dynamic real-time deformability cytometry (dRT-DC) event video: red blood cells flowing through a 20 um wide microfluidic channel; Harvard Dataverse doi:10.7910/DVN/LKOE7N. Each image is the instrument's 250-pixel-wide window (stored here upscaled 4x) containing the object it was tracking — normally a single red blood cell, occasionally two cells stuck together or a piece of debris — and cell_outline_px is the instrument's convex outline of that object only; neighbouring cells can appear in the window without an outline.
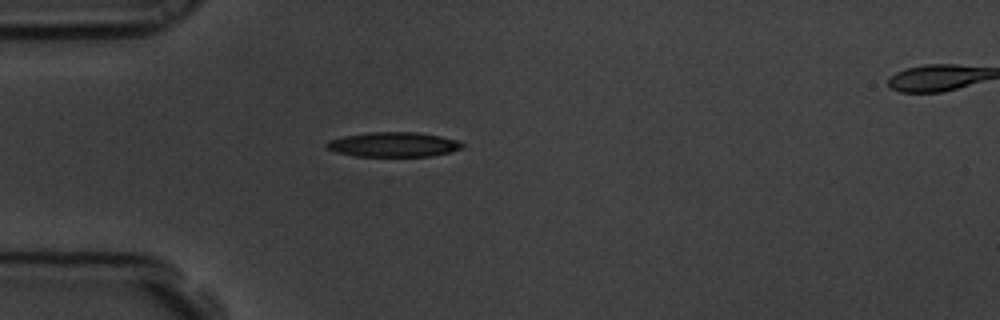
{"species": "common noctule bat (a hibernating species)", "species_latin": "Nyctalus noctula", "temperature_condition": "room temperature", "stored_images_in_passage": 41, "camera_frame_rate_fps": 3000, "um_per_image_px": 0.085, "animal": {"sex": "male", "body_mass_g": 19.5, "forearm_length_mm": 54.6}, "frame": {"image": 1, "passage_image": 1, "time_ms": 0.0, "image_size_px": [1000, 320], "cell_outline_px": [[464, 148], [432, 156], [356, 156], [336, 152], [328, 148], [324, 144], [328, 140], [344, 136], [368, 132], [416, 132], [440, 136], [456, 140], [464, 144]], "centroid_in_image_um": [33.43, 12.28], "position_along_channel_um": 51.6, "area_um2": 19.48}}
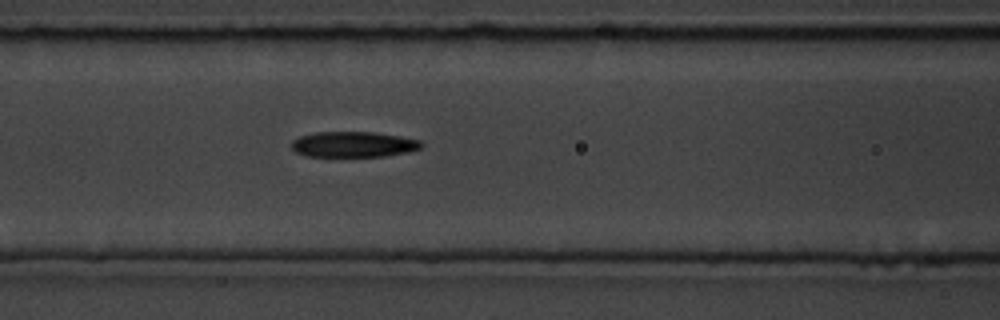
{"frame": {"image": 2, "passage_image": 9, "time_ms": 2.667, "image_size_px": [1000, 320], "cell_outline_px": [[424, 144], [420, 148], [408, 152], [384, 156], [308, 156], [296, 152], [292, 148], [292, 140], [300, 136], [316, 132], [372, 132], [400, 136], [420, 140]], "centroid_in_image_um": [30.05, 12.27], "position_along_channel_um": 136.5, "area_um2": 19.25}}
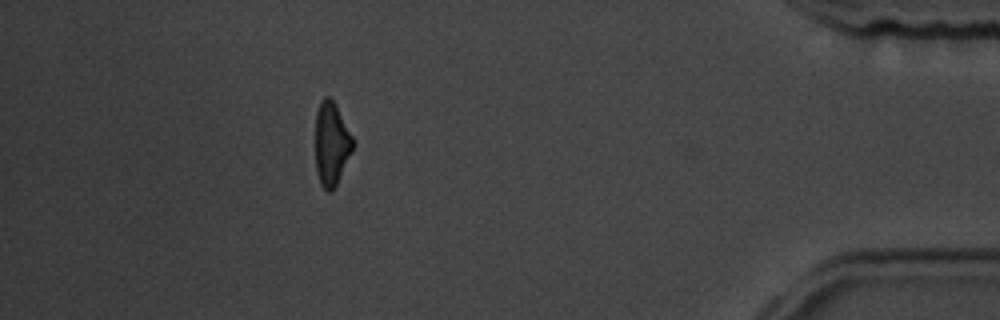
{"frame": {"image": 3, "passage_image": 36, "time_ms": 11.667, "image_size_px": [1000, 320], "cell_outline_px": [[352, 152], [336, 184], [328, 192], [320, 184], [316, 168], [316, 112], [320, 100], [324, 96], [328, 96], [336, 104], [352, 136]], "centroid_in_image_um": [28.16, 12.17], "position_along_channel_um": 407.0, "area_um2": 17.92}, "authors_computed_cell_mechanics": {"area_um2": 19.8254, "velocity_mm_per_s": 3.5735, "shape_relaxation_time_tau1_ms": 3.838, "shape_relaxation_time_tau2_ms": 2.8371, "deformation_change_tau1": 0.1616, "deformation_change_tau2": 0.1243}}